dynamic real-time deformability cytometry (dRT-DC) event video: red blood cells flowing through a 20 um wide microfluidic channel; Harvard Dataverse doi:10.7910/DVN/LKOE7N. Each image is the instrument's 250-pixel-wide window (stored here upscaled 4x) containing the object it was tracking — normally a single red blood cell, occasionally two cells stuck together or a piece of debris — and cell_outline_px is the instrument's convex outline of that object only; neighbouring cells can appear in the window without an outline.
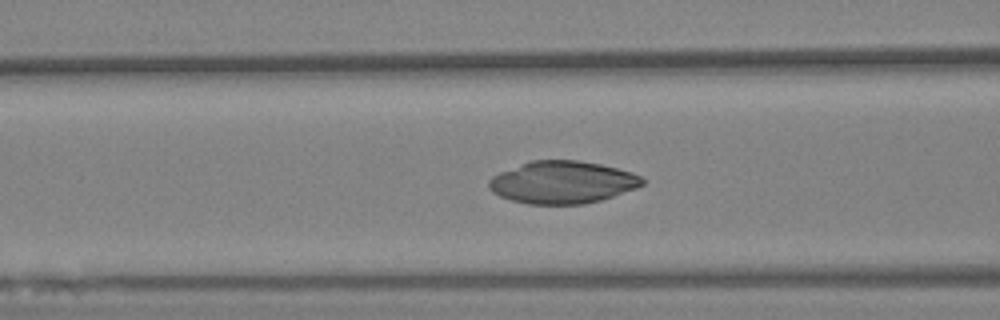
{"species": "Egyptian fruit bat (a non-hibernating species)", "species_latin": "Rousettus aegyptiacus", "temperature_condition": "warm", "stored_images_in_passage": 69, "camera_frame_rate_fps": 3000, "um_per_image_px": 0.085, "animal": {"sex": "female"}, "frame": {"image": 1, "passage_image": 26, "time_ms": 8.333, "image_size_px": [1000, 320], "cell_outline_px": [[644, 184], [636, 188], [600, 200], [584, 204], [528, 204], [512, 200], [500, 196], [492, 192], [488, 188], [488, 180], [492, 176], [500, 172], [520, 164], [532, 160], [576, 160], [600, 164], [632, 172], [640, 176], [644, 180]], "centroid_in_image_um": [47.78, 15.49], "position_along_channel_um": 118.8, "area_um2": 37.8}}
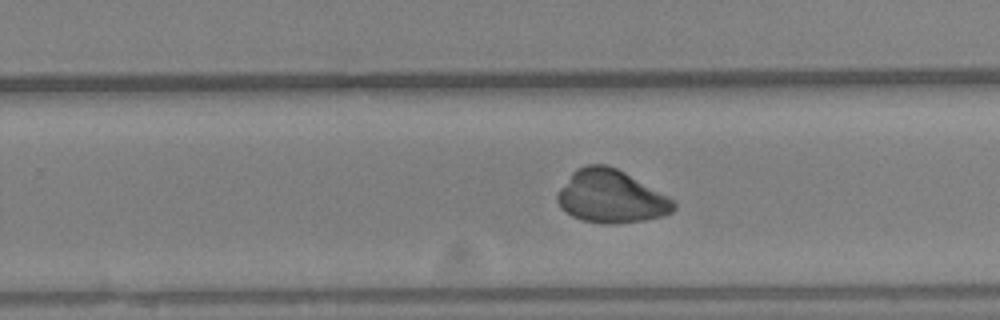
{"frame": {"image": 2, "passage_image": 43, "time_ms": 14.0, "image_size_px": [1000, 320], "cell_outline_px": [[676, 208], [672, 212], [664, 216], [644, 220], [612, 224], [604, 224], [580, 220], [572, 216], [560, 208], [556, 200], [556, 192], [572, 172], [576, 168], [588, 164], [604, 164], [616, 168], [624, 172], [668, 196], [676, 204]], "centroid_in_image_um": [51.89, 16.71], "position_along_channel_um": 277.9, "area_um2": 36.01}}
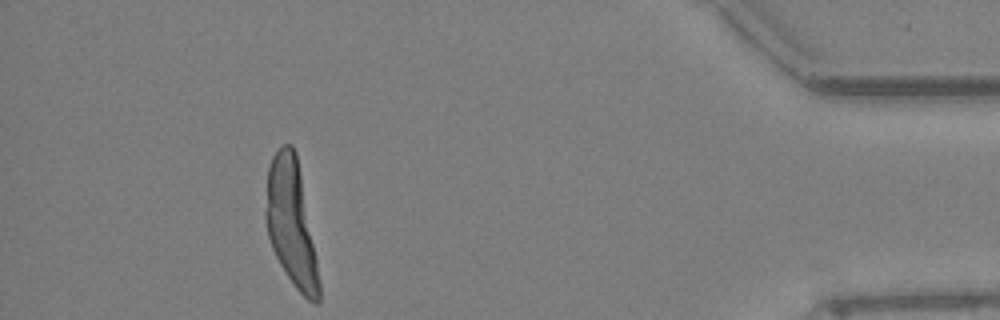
{"frame": {"image": 3, "passage_image": 63, "time_ms": 20.667, "image_size_px": [1000, 320], "cell_outline_px": [[320, 300], [316, 304], [308, 300], [296, 288], [280, 264], [272, 248], [268, 236], [264, 220], [264, 212], [268, 168], [272, 156], [284, 144], [292, 144], [296, 152], [316, 260], [320, 284]], "centroid_in_image_um": [24.72, 18.96], "position_along_channel_um": 410.5, "area_um2": 38.55}}